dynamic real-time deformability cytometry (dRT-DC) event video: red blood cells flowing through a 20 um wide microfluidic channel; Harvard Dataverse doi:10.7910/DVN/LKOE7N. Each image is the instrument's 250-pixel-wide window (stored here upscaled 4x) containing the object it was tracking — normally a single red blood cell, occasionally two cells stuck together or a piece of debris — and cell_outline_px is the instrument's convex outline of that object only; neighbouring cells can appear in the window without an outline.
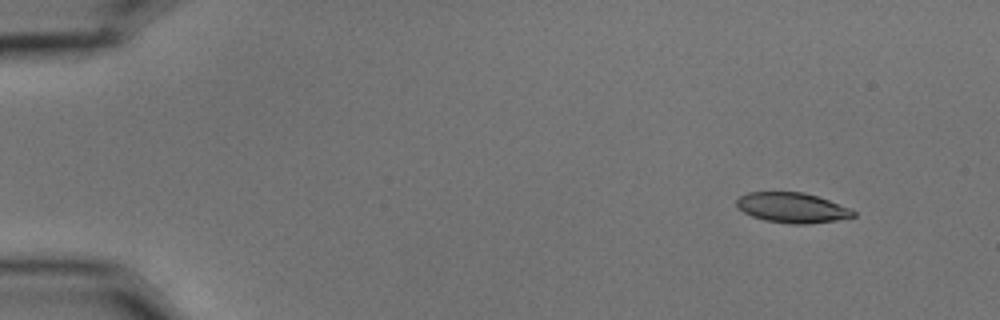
{"species": "common noctule bat (a hibernating species)", "species_latin": "Nyctalus noctula", "temperature_condition": "cold", "stored_images_in_passage": 7, "camera_frame_rate_fps": 3000, "um_per_image_px": 0.085, "animal": {"sex": "male", "body_mass_g": 15.6}, "frame": {"image": 1, "passage_image": 2, "time_ms": 0.333, "image_size_px": [1000, 320], "cell_outline_px": [[856, 216], [836, 220], [808, 224], [792, 224], [764, 220], [752, 216], [744, 212], [736, 204], [736, 200], [740, 196], [748, 192], [804, 192], [852, 208], [856, 212]], "centroid_in_image_um": [67.36, 17.65], "position_along_channel_um": 17.6, "area_um2": 20.46}}
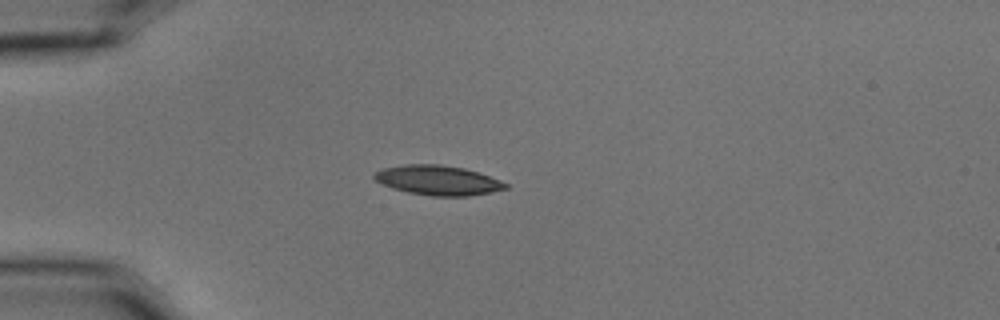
{"frame": {"image": 2, "passage_image": 5, "time_ms": 1.333, "image_size_px": [1000, 320], "cell_outline_px": [[508, 188], [492, 192], [468, 196], [432, 196], [408, 192], [392, 188], [380, 184], [372, 176], [372, 172], [384, 168], [404, 164], [440, 164], [464, 168], [488, 176], [508, 184]], "centroid_in_image_um": [37.17, 15.32], "position_along_channel_um": 47.8, "area_um2": 22.72}}